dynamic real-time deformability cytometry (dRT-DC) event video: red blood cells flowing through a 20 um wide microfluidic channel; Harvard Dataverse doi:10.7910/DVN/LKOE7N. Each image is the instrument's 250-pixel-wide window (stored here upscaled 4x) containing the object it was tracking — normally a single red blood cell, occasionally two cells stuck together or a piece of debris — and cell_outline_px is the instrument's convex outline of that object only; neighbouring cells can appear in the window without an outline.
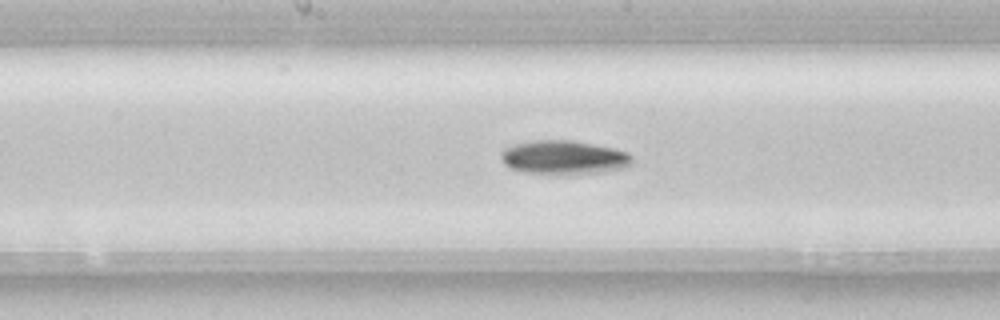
{"species": "common noctule bat (a hibernating species)", "species_latin": "Nyctalus noctula", "temperature_condition": "room temperature", "stored_images_in_passage": 39, "camera_frame_rate_fps": 3000, "um_per_image_px": 0.085, "animal": {"sex": "female", "body_mass_g": 22.7, "forearm_length_mm": 54.2}, "frame": {"image": 1, "passage_image": 12, "time_ms": 3.667, "image_size_px": [1000, 320], "cell_outline_px": [[632, 164], [624, 168], [600, 172], [564, 176], [556, 176], [524, 172], [512, 168], [504, 164], [500, 156], [500, 152], [504, 148], [516, 144], [532, 140], [572, 140], [612, 148], [628, 152], [632, 156]], "centroid_in_image_um": [47.91, 13.41], "position_along_channel_um": 200.3, "area_um2": 26.41}, "authors_computed_cell_mechanics": {"area_um2": 22.7732, "velocity_mm_per_s": 3.87, "shape_relaxation_time_tau1_ms": 3.364, "shape_relaxation_time_tau2_ms": null, "deformation_change_tau1": 0.1045, "deformation_change_tau2": null}}